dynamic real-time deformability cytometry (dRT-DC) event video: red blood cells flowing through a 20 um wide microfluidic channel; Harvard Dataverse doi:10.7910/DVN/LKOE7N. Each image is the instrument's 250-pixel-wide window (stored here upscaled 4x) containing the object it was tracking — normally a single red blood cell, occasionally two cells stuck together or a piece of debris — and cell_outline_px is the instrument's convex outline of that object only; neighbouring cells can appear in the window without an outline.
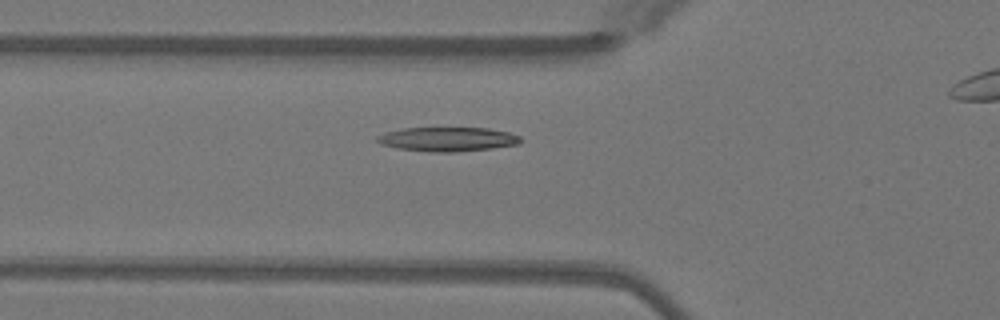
{"species": "Egyptian fruit bat (a non-hibernating species)", "species_latin": "Rousettus aegyptiacus", "temperature_condition": "warm", "stored_images_in_passage": 30, "camera_frame_rate_fps": 3000, "um_per_image_px": 0.085, "animal": {"sex": "female"}, "frame": {"image": 1, "passage_image": 3, "time_ms": 0.667, "image_size_px": [1000, 320], "cell_outline_px": [[520, 144], [492, 148], [452, 152], [428, 152], [400, 148], [384, 144], [376, 140], [376, 136], [388, 132], [404, 128], [488, 128], [508, 132], [520, 136]], "centroid_in_image_um": [38.09, 11.83], "position_along_channel_um": 87.7, "area_um2": 19.94}}
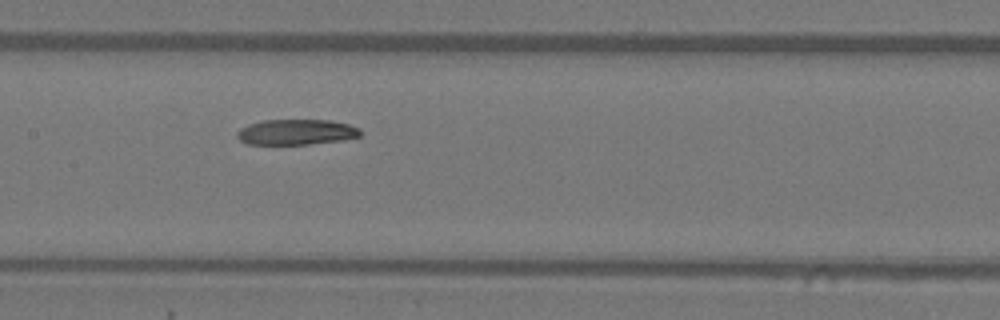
{"frame": {"image": 2, "passage_image": 10, "time_ms": 3.0, "image_size_px": [1000, 320], "cell_outline_px": [[360, 136], [340, 140], [308, 144], [248, 144], [240, 140], [236, 136], [236, 132], [240, 128], [248, 124], [264, 120], [328, 120], [348, 124], [360, 128]], "centroid_in_image_um": [25.15, 11.22], "position_along_channel_um": 182.3, "area_um2": 18.21}}
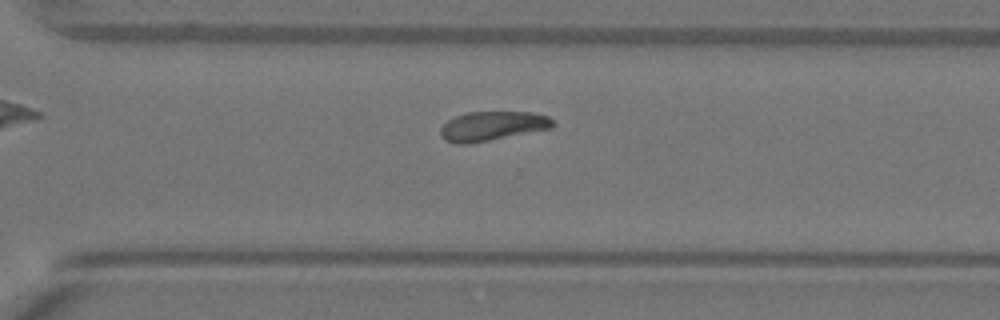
{"frame": {"image": 3, "passage_image": 21, "time_ms": 6.667, "image_size_px": [1000, 320], "cell_outline_px": [[556, 124], [552, 128], [468, 144], [456, 144], [444, 140], [440, 136], [440, 128], [448, 120], [464, 112], [532, 112], [548, 116]], "centroid_in_image_um": [41.83, 10.71], "position_along_channel_um": 328.8, "area_um2": 19.25}, "authors_computed_cell_mechanics": {"area_um2": 19.2763, "velocity_mm_per_s": 4.0237, "shape_relaxation_time_tau1_ms": 6.4144, "shape_relaxation_time_tau2_ms": null, "deformation_change_tau1": 0.1923, "deformation_change_tau2": null}}